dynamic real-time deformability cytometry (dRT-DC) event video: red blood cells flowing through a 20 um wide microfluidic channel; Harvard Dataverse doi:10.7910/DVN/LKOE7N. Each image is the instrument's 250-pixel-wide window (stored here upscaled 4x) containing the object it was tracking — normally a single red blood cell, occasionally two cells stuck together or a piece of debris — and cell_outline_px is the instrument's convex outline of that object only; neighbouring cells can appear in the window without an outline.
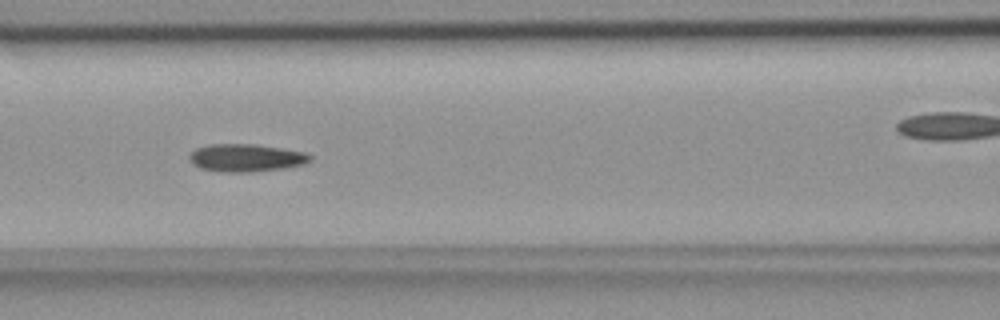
{"species": "common noctule bat (a hibernating species)", "species_latin": "Nyctalus noctula", "temperature_condition": "room temperature", "stored_images_in_passage": 47, "camera_frame_rate_fps": 3000, "um_per_image_px": 0.085, "animal": {"sex": "female", "body_mass_g": 18.4}, "frame": {"image": 1, "passage_image": 16, "time_ms": 5.0, "image_size_px": [1000, 320], "cell_outline_px": [[312, 160], [304, 164], [284, 168], [252, 172], [224, 172], [200, 168], [192, 164], [188, 156], [196, 148], [208, 144], [256, 144], [308, 152], [312, 156]], "centroid_in_image_um": [20.94, 13.41], "position_along_channel_um": 145.7, "area_um2": 19.71}}
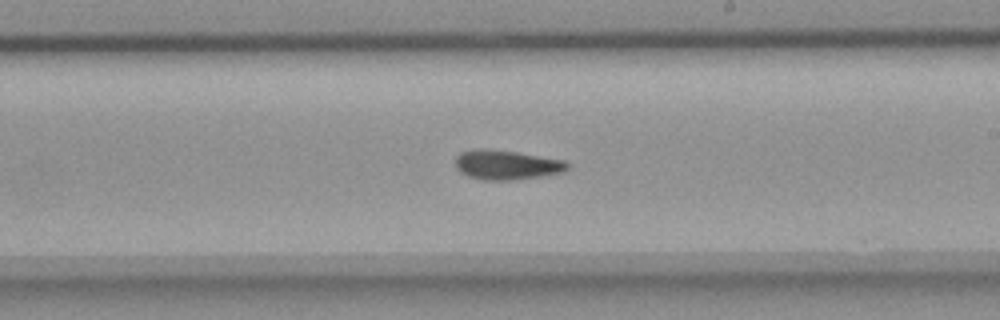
{"frame": {"image": 2, "passage_image": 24, "time_ms": 7.667, "image_size_px": [1000, 320], "cell_outline_px": [[568, 168], [564, 172], [540, 176], [508, 180], [480, 180], [468, 176], [460, 172], [456, 168], [456, 156], [460, 152], [476, 148], [484, 148], [516, 152], [564, 160], [568, 164]], "centroid_in_image_um": [43.01, 14.01], "position_along_channel_um": 246.0, "area_um2": 19.25}}
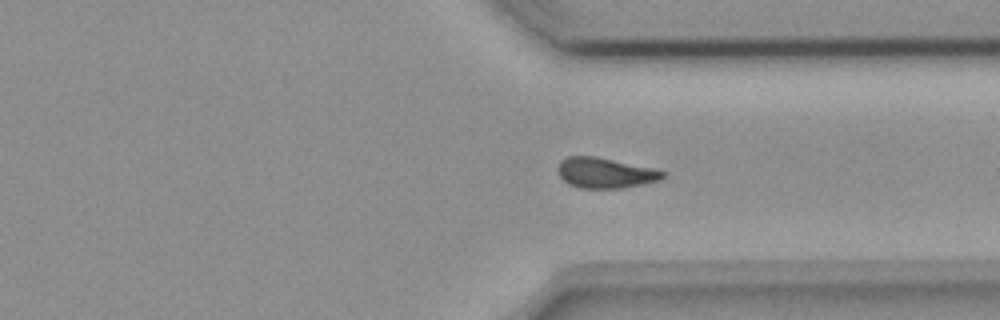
{"frame": {"image": 3, "passage_image": 33, "time_ms": 10.667, "image_size_px": [1000, 320], "cell_outline_px": [[668, 176], [660, 180], [644, 184], [624, 188], [580, 188], [568, 184], [560, 176], [556, 168], [560, 160], [568, 156], [596, 156], [652, 168], [668, 172]], "centroid_in_image_um": [51.46, 14.7], "position_along_channel_um": 359.9, "area_um2": 18.84}, "authors_computed_cell_mechanics": {"area_um2": 18.9584, "velocity_mm_per_s": 3.785, "shape_relaxation_time_tau1_ms": null, "shape_relaxation_time_tau2_ms": 4.2664, "deformation_change_tau1": null, "deformation_change_tau2": 0.1013}}